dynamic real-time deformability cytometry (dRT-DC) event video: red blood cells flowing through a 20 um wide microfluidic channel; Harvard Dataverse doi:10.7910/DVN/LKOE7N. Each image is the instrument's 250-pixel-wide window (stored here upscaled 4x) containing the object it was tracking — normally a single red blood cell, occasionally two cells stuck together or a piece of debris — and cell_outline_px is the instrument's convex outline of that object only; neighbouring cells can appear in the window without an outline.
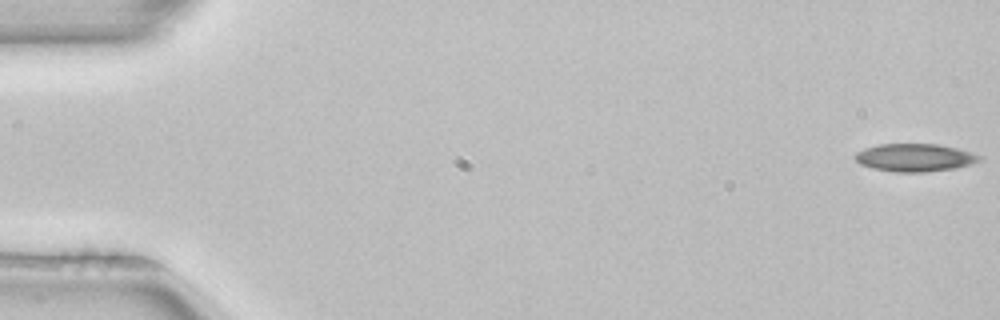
{"species": "common noctule bat (a hibernating species)", "species_latin": "Nyctalus noctula", "temperature_condition": "room temperature", "stored_images_in_passage": 5, "camera_frame_rate_fps": 3000, "um_per_image_px": 0.085, "animal": {"sex": "female", "body_mass_g": 22.7, "forearm_length_mm": 54.2}, "frame": {"image": 1, "passage_image": 1, "time_ms": 0.0, "image_size_px": [1000, 320], "cell_outline_px": [[984, 160], [972, 164], [956, 168], [920, 172], [896, 172], [872, 168], [860, 164], [852, 156], [856, 152], [864, 148], [876, 144], [936, 144], [956, 148], [984, 156]], "centroid_in_image_um": [77.76, 13.39], "position_along_channel_um": 7.2, "area_um2": 20.35}}
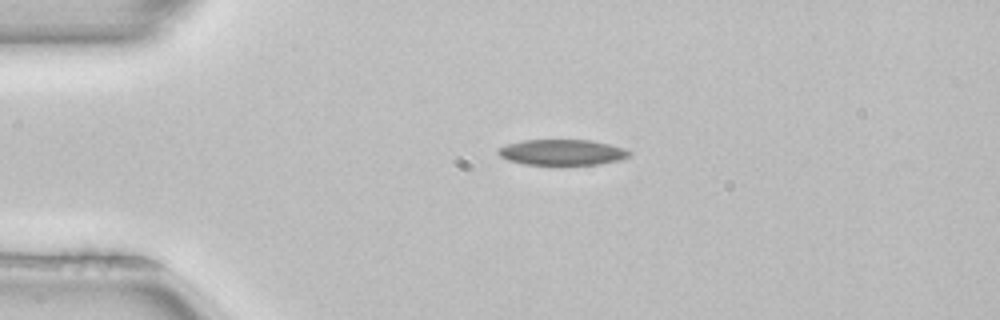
{"frame": {"image": 2, "passage_image": 4, "time_ms": 1.0, "image_size_px": [1000, 320], "cell_outline_px": [[632, 156], [620, 160], [600, 164], [524, 164], [508, 160], [500, 156], [496, 152], [496, 148], [508, 144], [524, 140], [592, 140], [624, 148], [632, 152]], "centroid_in_image_um": [47.8, 12.94], "position_along_channel_um": 37.2, "area_um2": 19.65}}